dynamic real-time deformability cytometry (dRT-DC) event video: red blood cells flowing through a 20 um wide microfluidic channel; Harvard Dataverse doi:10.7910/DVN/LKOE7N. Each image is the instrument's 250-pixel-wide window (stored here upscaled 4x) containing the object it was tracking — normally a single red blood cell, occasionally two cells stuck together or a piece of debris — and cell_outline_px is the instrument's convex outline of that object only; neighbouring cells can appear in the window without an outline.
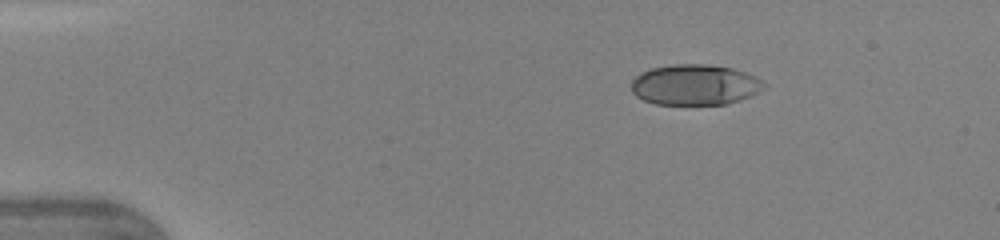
{"species": "human", "species_latin": "Homo sapiens", "temperature_condition": "warm", "stored_images_in_passage": 40, "camera_frame_rate_fps": 3000, "um_per_image_px": 0.085, "donor": {"sex": "female"}, "frame": {"image": 1, "passage_image": 1, "time_ms": 0.0, "image_size_px": [1000, 240], "cell_outline_px": [[768, 84], [760, 92], [752, 96], [740, 100], [724, 104], [656, 104], [644, 100], [636, 96], [632, 92], [632, 80], [640, 72], [652, 68], [672, 64], [708, 64], [732, 68], [756, 76]], "centroid_in_image_um": [59.1, 7.2], "position_along_channel_um": 25.9, "area_um2": 31.62}}
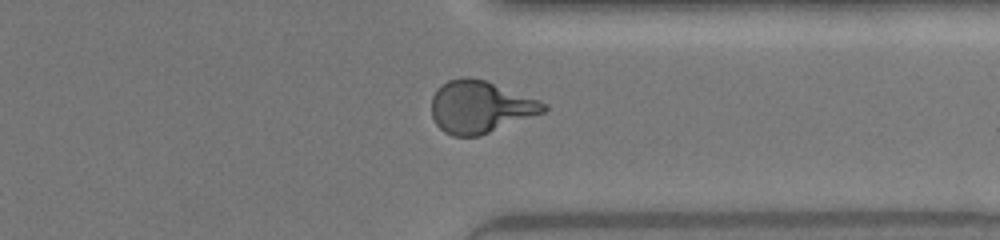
{"frame": {"image": 2, "passage_image": 30, "time_ms": 9.667, "image_size_px": [1000, 240], "cell_outline_px": [[548, 108], [544, 112], [480, 136], [452, 136], [444, 132], [436, 124], [432, 116], [432, 96], [436, 88], [448, 80], [464, 76], [468, 76], [484, 80], [548, 104]], "centroid_in_image_um": [40.77, 9.09], "position_along_channel_um": 370.6, "area_um2": 33.93}}
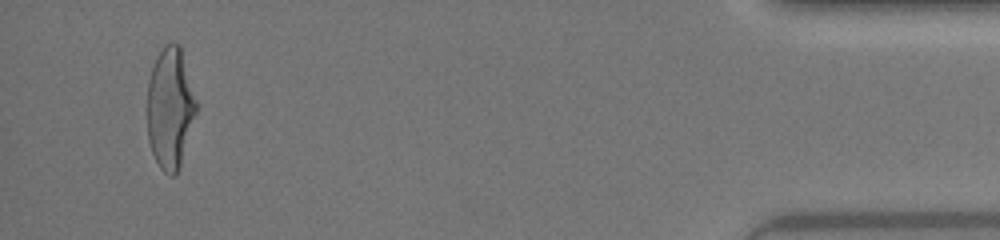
{"frame": {"image": 3, "passage_image": 38, "time_ms": 12.333, "image_size_px": [1000, 240], "cell_outline_px": [[196, 112], [180, 164], [176, 176], [172, 176], [164, 172], [160, 168], [152, 152], [148, 140], [148, 80], [156, 56], [164, 44], [180, 44], [196, 100]], "centroid_in_image_um": [14.45, 9.17], "position_along_channel_um": 420.8, "area_um2": 34.16}, "authors_computed_cell_mechanics": {"area_um2": 33.1194, "velocity_mm_per_s": 4.3696, "shape_relaxation_time_tau1_ms": 3.8509, "shape_relaxation_time_tau2_ms": null, "deformation_change_tau1": 0.2104, "deformation_change_tau2": null}}